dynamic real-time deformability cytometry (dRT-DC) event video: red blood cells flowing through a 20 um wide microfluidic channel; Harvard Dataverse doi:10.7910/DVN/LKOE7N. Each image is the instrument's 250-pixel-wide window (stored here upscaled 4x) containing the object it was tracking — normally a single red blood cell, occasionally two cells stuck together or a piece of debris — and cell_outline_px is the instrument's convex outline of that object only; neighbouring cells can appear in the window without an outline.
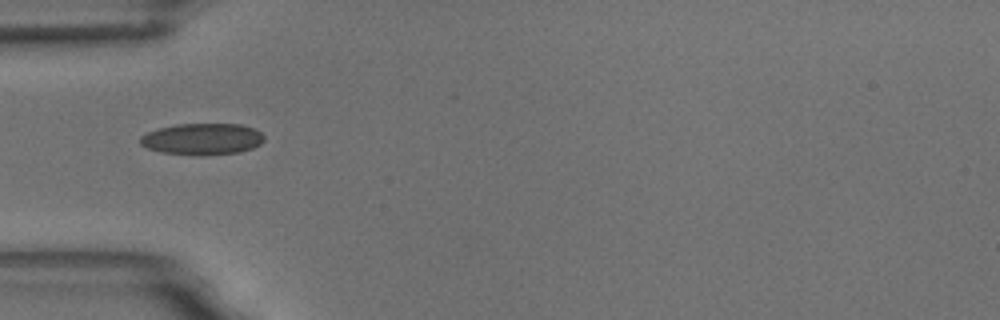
{"species": "common noctule bat (a hibernating species)", "species_latin": "Nyctalus noctula", "temperature_condition": "room temperature", "stored_images_in_passage": 25, "camera_frame_rate_fps": 3000, "um_per_image_px": 0.085, "animal": {"sex": "male", "body_mass_g": 18.8}, "frame": {"image": 1, "passage_image": 1, "time_ms": 0.0, "image_size_px": [1000, 320], "cell_outline_px": [[264, 140], [260, 144], [252, 148], [240, 152], [204, 156], [196, 156], [160, 152], [148, 148], [140, 144], [140, 136], [148, 132], [160, 128], [176, 124], [240, 124], [252, 128], [260, 132], [264, 136]], "centroid_in_image_um": [17.19, 11.83], "position_along_channel_um": 67.8, "area_um2": 22.89}}